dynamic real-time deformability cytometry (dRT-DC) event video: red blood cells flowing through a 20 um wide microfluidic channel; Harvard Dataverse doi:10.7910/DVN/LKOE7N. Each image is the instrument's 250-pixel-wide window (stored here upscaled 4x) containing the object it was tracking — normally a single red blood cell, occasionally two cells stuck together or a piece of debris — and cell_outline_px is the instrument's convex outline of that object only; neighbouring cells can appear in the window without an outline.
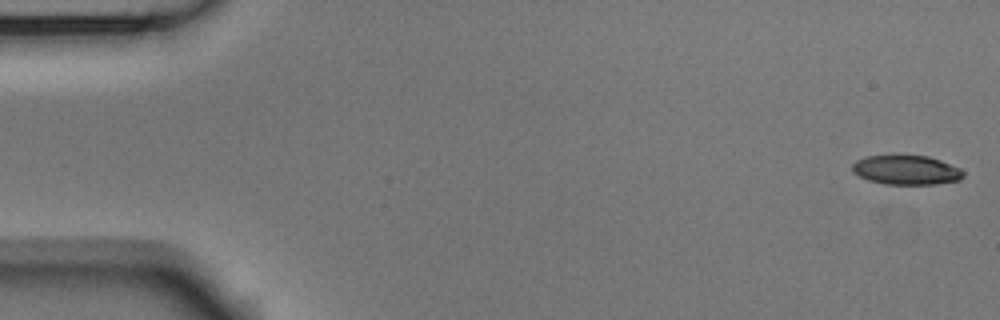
{"species": "Egyptian fruit bat (a non-hibernating species)", "species_latin": "Rousettus aegyptiacus", "temperature_condition": "room temperature", "stored_images_in_passage": 5, "camera_frame_rate_fps": 3000, "um_per_image_px": 0.085, "animal": {"sex": "male"}, "frame": {"image": 1, "passage_image": 1, "time_ms": 0.0, "image_size_px": [1000, 320], "cell_outline_px": [[964, 176], [960, 180], [936, 184], [884, 184], [868, 180], [852, 172], [852, 164], [856, 160], [864, 156], [896, 152], [928, 156], [940, 160], [960, 168], [964, 172]], "centroid_in_image_um": [76.99, 14.4], "position_along_channel_um": 8.0, "area_um2": 19.88}}
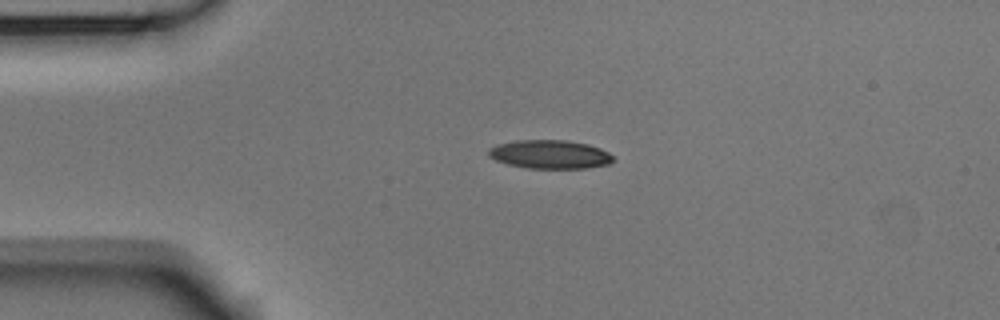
{"frame": {"image": 2, "passage_image": 4, "time_ms": 1.0, "image_size_px": [1000, 320], "cell_outline_px": [[612, 160], [608, 164], [588, 168], [528, 168], [508, 164], [496, 160], [488, 156], [488, 148], [496, 144], [516, 140], [568, 140], [588, 144], [600, 148], [608, 152], [612, 156]], "centroid_in_image_um": [46.71, 13.11], "position_along_channel_um": 38.3, "area_um2": 20.81}}